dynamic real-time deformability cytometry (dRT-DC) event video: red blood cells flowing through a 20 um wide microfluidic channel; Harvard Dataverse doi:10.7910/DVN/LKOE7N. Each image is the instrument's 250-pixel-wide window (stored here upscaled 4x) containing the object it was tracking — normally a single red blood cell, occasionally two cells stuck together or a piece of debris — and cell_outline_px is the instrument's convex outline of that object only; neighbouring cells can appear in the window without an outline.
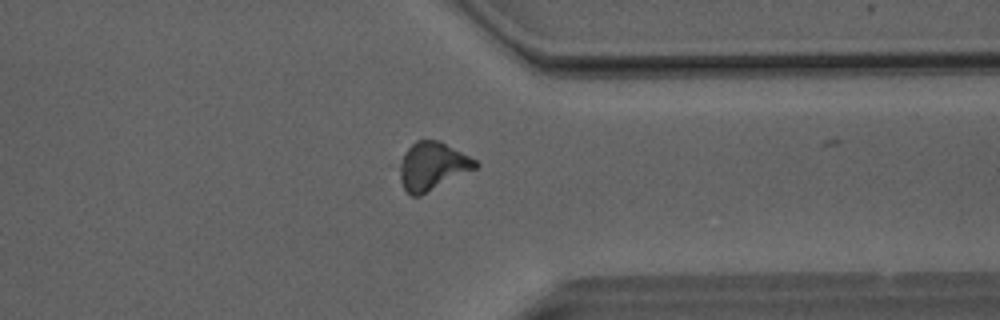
{"species": "Egyptian fruit bat (a non-hibernating species)", "species_latin": "Rousettus aegyptiacus", "temperature_condition": "room temperature", "stored_images_in_passage": 33, "camera_frame_rate_fps": 3000, "um_per_image_px": 0.085, "animal": {"sex": "male"}, "frame": {"image": 1, "passage_image": 32, "time_ms": 10.333, "image_size_px": [1000, 320], "cell_outline_px": [[480, 164], [476, 168], [420, 196], [412, 196], [404, 188], [400, 180], [400, 164], [404, 152], [416, 140], [440, 140], [476, 160]], "centroid_in_image_um": [36.75, 14.11], "position_along_channel_um": 374.6, "area_um2": 20.98}}